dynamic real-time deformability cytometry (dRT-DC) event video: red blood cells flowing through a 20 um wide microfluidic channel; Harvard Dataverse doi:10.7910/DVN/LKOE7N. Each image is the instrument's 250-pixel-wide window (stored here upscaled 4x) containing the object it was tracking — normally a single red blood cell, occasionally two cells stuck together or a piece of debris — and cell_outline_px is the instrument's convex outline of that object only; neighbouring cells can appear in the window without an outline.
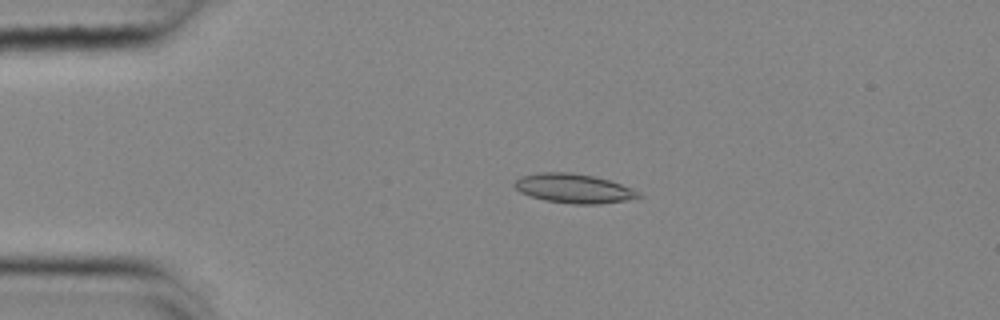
{"species": "common noctule bat (a hibernating species)", "species_latin": "Nyctalus noctula", "temperature_condition": "cold", "stored_images_in_passage": 55, "camera_frame_rate_fps": 3000, "um_per_image_px": 0.085, "animal": {"sex": "female", "body_mass_g": 25.1}, "frame": {"image": 1, "passage_image": 12, "time_ms": 3.667, "image_size_px": [1000, 320], "cell_outline_px": [[644, 196], [636, 200], [596, 204], [572, 204], [544, 200], [520, 192], [512, 184], [520, 176], [540, 172], [572, 172], [592, 176], [608, 180], [620, 184], [640, 192]], "centroid_in_image_um": [48.8, 16.02], "position_along_channel_um": 36.2, "area_um2": 21.33}}
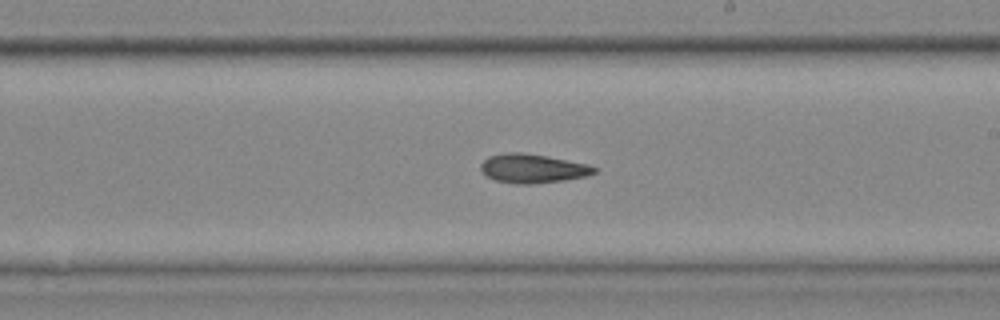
{"frame": {"image": 2, "passage_image": 32, "time_ms": 10.333, "image_size_px": [1000, 320], "cell_outline_px": [[596, 172], [588, 176], [564, 180], [532, 184], [516, 184], [496, 180], [484, 176], [480, 168], [480, 164], [488, 156], [504, 152], [524, 152], [588, 164], [596, 168]], "centroid_in_image_um": [45.24, 14.32], "position_along_channel_um": 243.8, "area_um2": 19.31}}
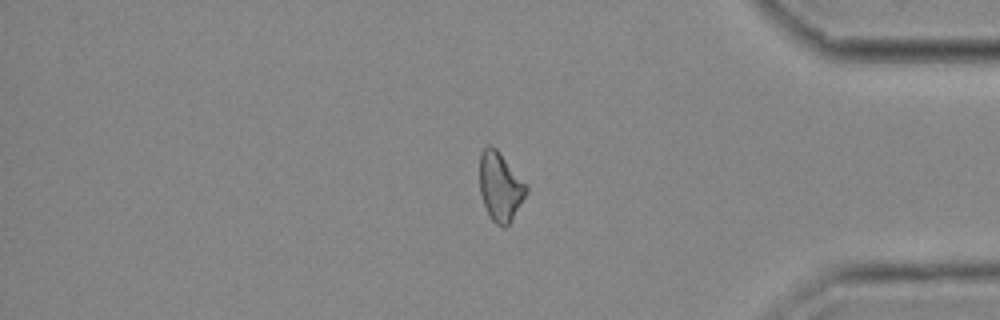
{"frame": {"image": 3, "passage_image": 46, "time_ms": 15.0, "image_size_px": [1000, 320], "cell_outline_px": [[528, 192], [512, 220], [504, 228], [496, 224], [492, 220], [484, 204], [480, 192], [480, 152], [488, 144], [492, 144], [496, 148], [528, 188]], "centroid_in_image_um": [42.5, 15.87], "position_along_channel_um": 392.7, "area_um2": 18.44}, "authors_computed_cell_mechanics": {"area_um2": 19.4786, "velocity_mm_per_s": 3.6855, "shape_relaxation_time_tau1_ms": 3.7367, "shape_relaxation_time_tau2_ms": 8.9615, "deformation_change_tau1": 0.1118, "deformation_change_tau2": 0.1607}}